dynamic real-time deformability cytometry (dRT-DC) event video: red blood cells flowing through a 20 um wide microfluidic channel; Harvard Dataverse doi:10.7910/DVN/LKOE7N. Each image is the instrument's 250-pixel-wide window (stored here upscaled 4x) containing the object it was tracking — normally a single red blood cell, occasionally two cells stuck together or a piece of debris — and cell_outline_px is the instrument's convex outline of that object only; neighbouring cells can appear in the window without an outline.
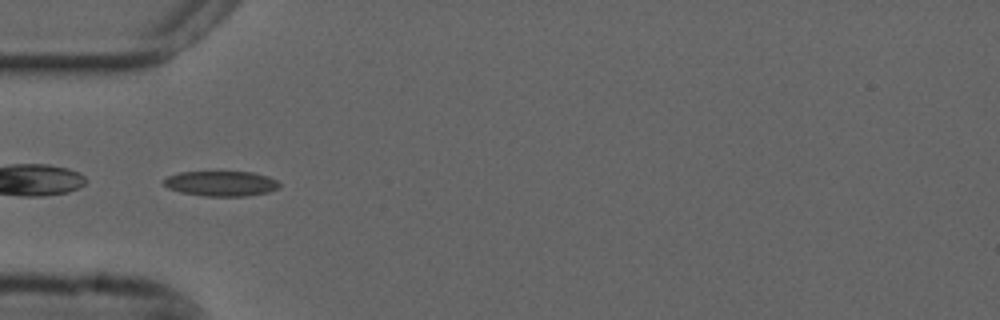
{"species": "common noctule bat (a hibernating species)", "species_latin": "Nyctalus noctula", "temperature_condition": "cold", "stored_images_in_passage": 37, "camera_frame_rate_fps": 3000, "um_per_image_px": 0.085, "animal": {"sex": "male", "forearm_length_mm": 52.5}, "frame": {"image": 1, "passage_image": 1, "time_ms": 0.0, "image_size_px": [1000, 320], "cell_outline_px": [[280, 184], [276, 188], [268, 192], [244, 196], [204, 196], [180, 192], [168, 188], [164, 184], [164, 180], [168, 176], [180, 172], [252, 172], [268, 176], [276, 180]], "centroid_in_image_um": [18.78, 15.6], "position_along_channel_um": 66.2, "area_um2": 16.76}}
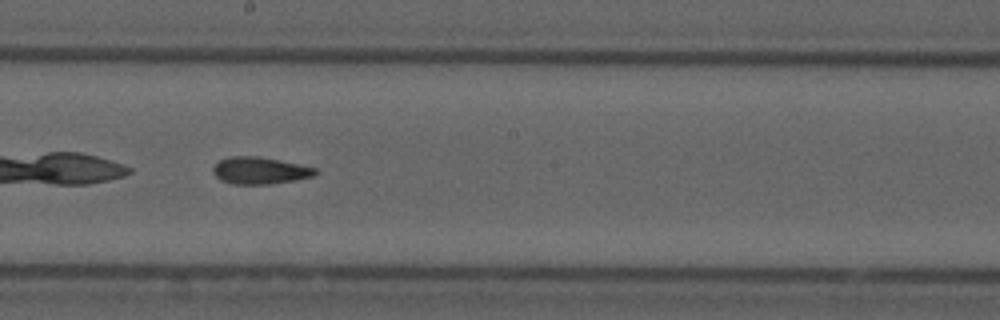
{"frame": {"image": 2, "passage_image": 14, "time_ms": 4.333, "image_size_px": [1000, 320], "cell_outline_px": [[320, 172], [312, 176], [292, 180], [268, 184], [232, 184], [220, 180], [212, 172], [212, 168], [220, 160], [232, 156], [256, 156], [316, 168]], "centroid_in_image_um": [22.04, 14.5], "position_along_channel_um": 226.2, "area_um2": 15.78}}
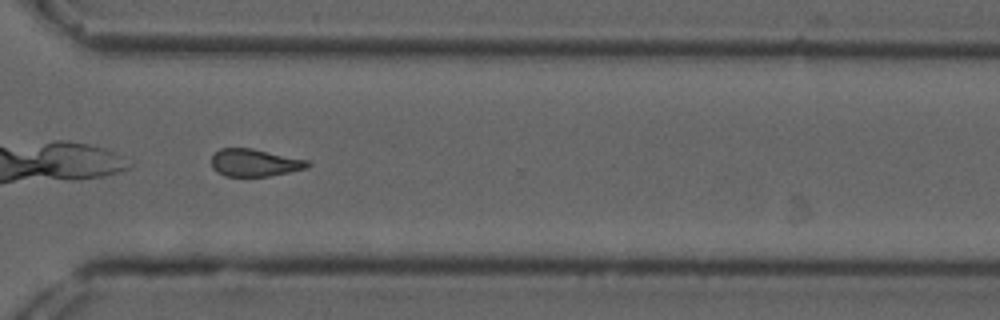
{"frame": {"image": 3, "passage_image": 24, "time_ms": 7.667, "image_size_px": [1000, 320], "cell_outline_px": [[312, 164], [308, 168], [268, 176], [224, 176], [216, 172], [212, 168], [212, 156], [220, 148], [252, 148], [308, 160]], "centroid_in_image_um": [21.65, 13.83], "position_along_channel_um": 349.0, "area_um2": 15.43}, "authors_computed_cell_mechanics": {"area_um2": 16.3574, "velocity_mm_per_s": 3.6935, "shape_relaxation_time_tau1_ms": null, "shape_relaxation_time_tau2_ms": 7.7436, "deformation_change_tau1": null, "deformation_change_tau2": 0.1614}}